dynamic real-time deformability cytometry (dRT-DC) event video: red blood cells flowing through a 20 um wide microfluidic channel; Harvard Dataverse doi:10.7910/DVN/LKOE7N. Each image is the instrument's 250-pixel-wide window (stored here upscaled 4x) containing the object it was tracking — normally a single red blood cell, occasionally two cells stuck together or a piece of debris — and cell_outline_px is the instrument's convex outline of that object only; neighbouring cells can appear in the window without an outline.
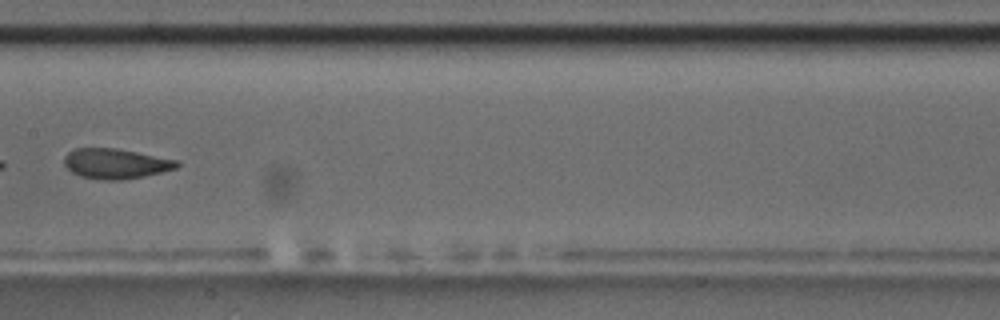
{"species": "common noctule bat (a hibernating species)", "species_latin": "Nyctalus noctula", "temperature_condition": "room temperature", "stored_images_in_passage": 15, "camera_frame_rate_fps": 3000, "um_per_image_px": 0.085, "animal": {"sex": "male", "body_mass_g": 17.5, "forearm_length_mm": 52.3}, "frame": {"image": 1, "passage_image": 7, "time_ms": 6.667, "image_size_px": [1000, 320], "cell_outline_px": [[180, 164], [176, 168], [144, 176], [120, 180], [104, 180], [80, 176], [72, 172], [64, 164], [64, 156], [68, 152], [76, 148], [116, 148], [180, 160]], "centroid_in_image_um": [9.84, 13.9], "position_along_channel_um": 197.6, "area_um2": 19.77}, "authors_computed_cell_mechanics": {"area_um2": 20.808, "velocity_mm_per_s": 3.4529, "shape_relaxation_time_tau1_ms": 2.7051, "shape_relaxation_time_tau2_ms": 0.9523, "deformation_change_tau1": 0.0815, "deformation_change_tau2": 0.0476}}